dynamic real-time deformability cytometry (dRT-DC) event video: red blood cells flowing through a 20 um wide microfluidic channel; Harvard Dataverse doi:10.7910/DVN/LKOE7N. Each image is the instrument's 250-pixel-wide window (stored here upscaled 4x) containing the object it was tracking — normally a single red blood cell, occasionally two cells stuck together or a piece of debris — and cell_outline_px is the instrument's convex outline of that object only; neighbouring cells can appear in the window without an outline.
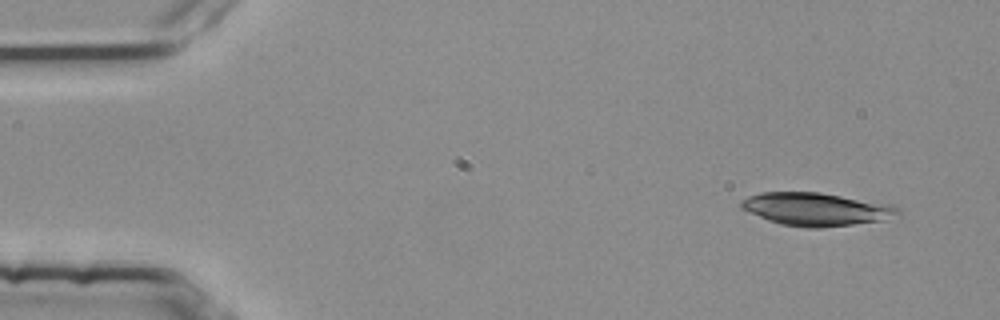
{"species": "common noctule bat (a hibernating species)", "species_latin": "Nyctalus noctula", "temperature_condition": "room temperature", "stored_images_in_passage": 3, "camera_frame_rate_fps": 3000, "um_per_image_px": 0.085, "animal": {"sex": "female", "body_mass_g": 25.1}, "frame": {"image": 1, "passage_image": 1, "time_ms": 0.0, "image_size_px": [1000, 320], "cell_outline_px": [[904, 212], [900, 216], [884, 220], [820, 228], [808, 228], [780, 224], [768, 220], [740, 208], [740, 200], [748, 196], [760, 192], [820, 192], [892, 204], [900, 208]], "centroid_in_image_um": [69.43, 17.78], "position_along_channel_um": 15.6, "area_um2": 30.52}}